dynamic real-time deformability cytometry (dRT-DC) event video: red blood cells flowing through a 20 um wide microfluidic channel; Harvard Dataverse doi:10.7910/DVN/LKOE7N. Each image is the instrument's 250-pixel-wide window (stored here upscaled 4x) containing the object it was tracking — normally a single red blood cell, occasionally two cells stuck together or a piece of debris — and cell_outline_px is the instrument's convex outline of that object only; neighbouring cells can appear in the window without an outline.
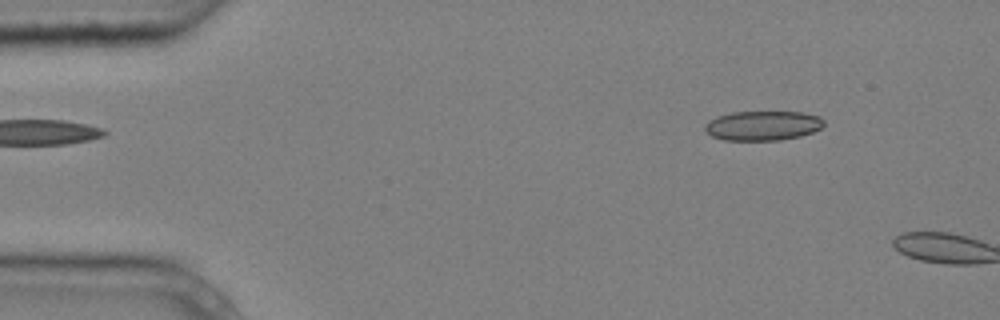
{"species": "common noctule bat (a hibernating species)", "species_latin": "Nyctalus noctula", "temperature_condition": "cold", "stored_images_in_passage": 3, "camera_frame_rate_fps": 3000, "um_per_image_px": 0.085, "animal": {"sex": "male", "body_mass_g": 20.4}, "frame": {"image": 1, "passage_image": 2, "time_ms": 0.333, "image_size_px": [1000, 320], "cell_outline_px": [[824, 124], [820, 128], [812, 132], [800, 136], [780, 140], [724, 140], [712, 136], [704, 132], [704, 124], [708, 120], [716, 116], [732, 112], [804, 112], [820, 116], [824, 120]], "centroid_in_image_um": [64.8, 10.67], "position_along_channel_um": 20.2, "area_um2": 20.69}}